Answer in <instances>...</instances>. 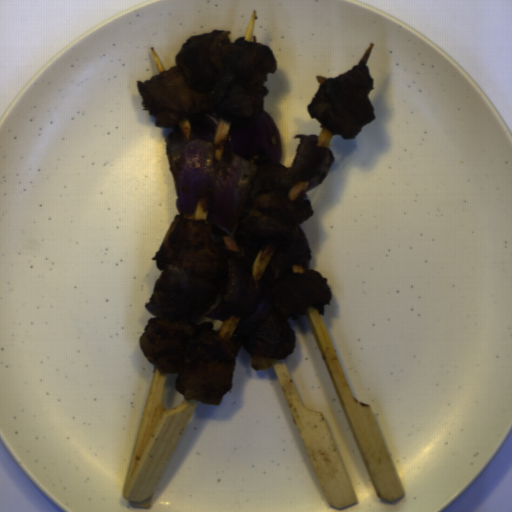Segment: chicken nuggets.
Wrapping results in <instances>:
<instances>
[{
    "instance_id": "chicken-nuggets-1",
    "label": "chicken nuggets",
    "mask_w": 512,
    "mask_h": 512,
    "mask_svg": "<svg viewBox=\"0 0 512 512\" xmlns=\"http://www.w3.org/2000/svg\"><path fill=\"white\" fill-rule=\"evenodd\" d=\"M231 33L188 36L174 65L136 81L141 111L154 116L155 126L171 129L165 154L175 188L193 139L214 145L219 178L234 155L257 167L242 188L230 234L205 218L176 215L151 257L157 270L173 265L219 285L198 321L150 318L139 341L153 369L176 374L174 387L185 400L216 406L233 388L241 347L252 369L267 370L295 349L290 319L310 308L323 315L333 298L327 278L310 269L312 248L300 225L314 214L308 191L326 178L334 153L318 146V135L299 133L290 167L281 162L280 131L263 108L276 56L256 35L232 41Z\"/></svg>"
},
{
    "instance_id": "chicken-nuggets-2",
    "label": "chicken nuggets",
    "mask_w": 512,
    "mask_h": 512,
    "mask_svg": "<svg viewBox=\"0 0 512 512\" xmlns=\"http://www.w3.org/2000/svg\"><path fill=\"white\" fill-rule=\"evenodd\" d=\"M316 79L321 85L306 107L310 118H315L323 131L353 139L364 125L376 120L369 98L375 89L374 79L364 61L338 77Z\"/></svg>"
}]
</instances>
